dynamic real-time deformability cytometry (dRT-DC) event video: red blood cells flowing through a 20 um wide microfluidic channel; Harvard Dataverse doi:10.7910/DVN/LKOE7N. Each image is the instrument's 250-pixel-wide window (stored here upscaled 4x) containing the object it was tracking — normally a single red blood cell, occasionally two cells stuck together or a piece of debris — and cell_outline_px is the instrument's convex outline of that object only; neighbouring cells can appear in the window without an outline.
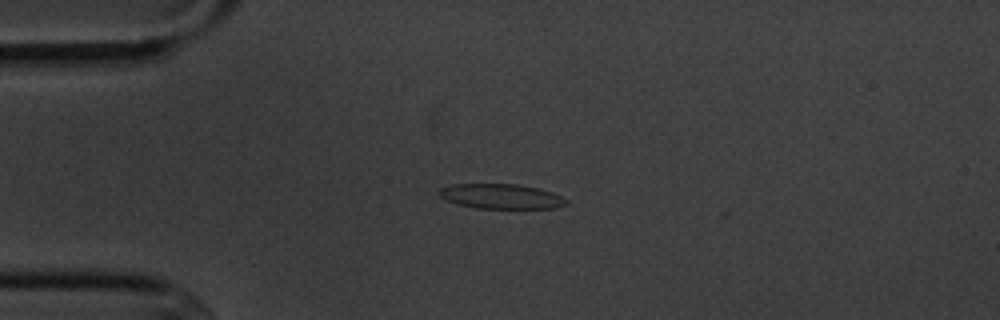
{"species": "common noctule bat (a hibernating species)", "species_latin": "Nyctalus noctula", "temperature_condition": "cold", "stored_images_in_passage": 6, "camera_frame_rate_fps": 3000, "um_per_image_px": 0.085, "animal": {"sex": "male", "body_mass_g": 20.1, "forearm_length_mm": 53.5}, "frame": {"image": 1, "passage_image": 3, "time_ms": 2.333, "image_size_px": [1000, 320], "cell_outline_px": [[568, 204], [556, 208], [476, 208], [456, 204], [440, 196], [440, 188], [452, 184], [516, 184], [536, 188], [552, 192], [568, 200]], "centroid_in_image_um": [42.61, 16.69], "position_along_channel_um": 42.4, "area_um2": 18.26}}
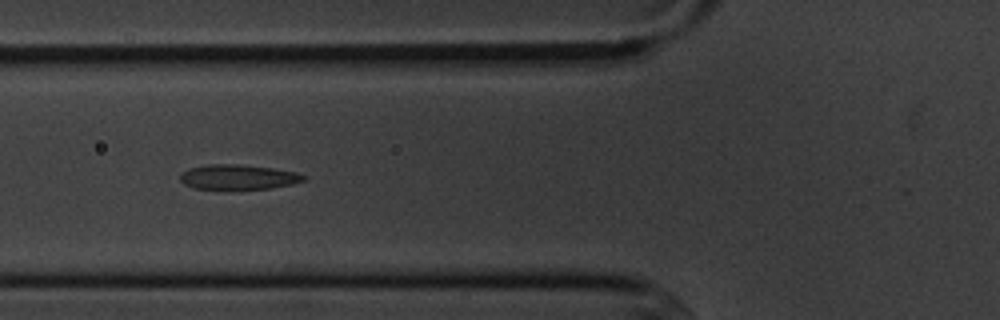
{"frame": {"image": 2, "passage_image": 5, "time_ms": 4.667, "image_size_px": [1000, 320], "cell_outline_px": [[304, 180], [292, 184], [272, 188], [228, 192], [192, 188], [184, 184], [180, 180], [180, 176], [188, 168], [208, 164], [240, 164], [272, 168], [296, 172], [304, 176]], "centroid_in_image_um": [20.18, 15.1], "position_along_channel_um": 105.6, "area_um2": 18.73}}
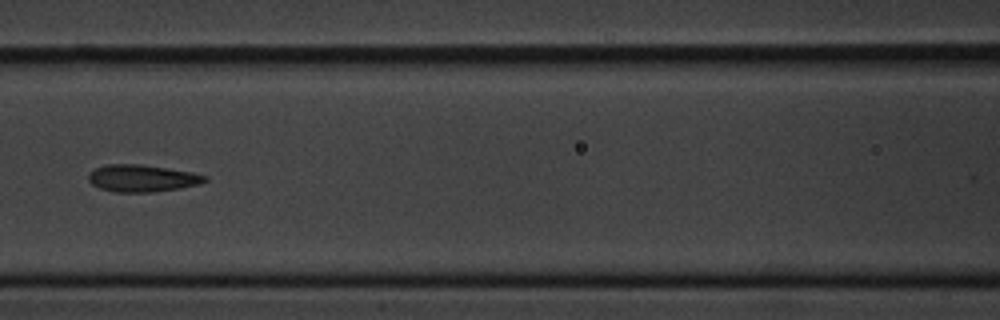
{"frame": {"image": 3, "passage_image": 6, "time_ms": 6.0, "image_size_px": [1000, 320], "cell_outline_px": [[208, 180], [200, 184], [180, 188], [152, 192], [112, 192], [100, 188], [92, 184], [88, 180], [88, 172], [104, 164], [140, 164], [168, 168], [192, 172], [208, 176]], "centroid_in_image_um": [12.07, 15.15], "position_along_channel_um": 154.5, "area_um2": 18.55}}